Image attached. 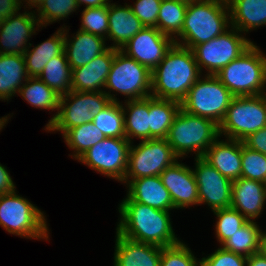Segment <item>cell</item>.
<instances>
[{"mask_svg": "<svg viewBox=\"0 0 266 266\" xmlns=\"http://www.w3.org/2000/svg\"><path fill=\"white\" fill-rule=\"evenodd\" d=\"M118 211L116 232L119 235L161 248L180 242L172 227L170 211L135 202L128 195L118 205Z\"/></svg>", "mask_w": 266, "mask_h": 266, "instance_id": "obj_1", "label": "cell"}, {"mask_svg": "<svg viewBox=\"0 0 266 266\" xmlns=\"http://www.w3.org/2000/svg\"><path fill=\"white\" fill-rule=\"evenodd\" d=\"M151 96L182 102L202 76L193 50L174 43L164 59L151 71Z\"/></svg>", "mask_w": 266, "mask_h": 266, "instance_id": "obj_2", "label": "cell"}, {"mask_svg": "<svg viewBox=\"0 0 266 266\" xmlns=\"http://www.w3.org/2000/svg\"><path fill=\"white\" fill-rule=\"evenodd\" d=\"M230 27L227 0H196L188 3L181 34L176 44L193 49L216 38Z\"/></svg>", "mask_w": 266, "mask_h": 266, "instance_id": "obj_3", "label": "cell"}, {"mask_svg": "<svg viewBox=\"0 0 266 266\" xmlns=\"http://www.w3.org/2000/svg\"><path fill=\"white\" fill-rule=\"evenodd\" d=\"M216 76L234 96L266 94V55L253 43Z\"/></svg>", "mask_w": 266, "mask_h": 266, "instance_id": "obj_4", "label": "cell"}, {"mask_svg": "<svg viewBox=\"0 0 266 266\" xmlns=\"http://www.w3.org/2000/svg\"><path fill=\"white\" fill-rule=\"evenodd\" d=\"M219 137V125L214 121L190 114L180 108L166 139L174 153L180 159H184L192 152L196 157H203Z\"/></svg>", "mask_w": 266, "mask_h": 266, "instance_id": "obj_5", "label": "cell"}, {"mask_svg": "<svg viewBox=\"0 0 266 266\" xmlns=\"http://www.w3.org/2000/svg\"><path fill=\"white\" fill-rule=\"evenodd\" d=\"M16 191L0 195V226L19 237L48 241L46 215Z\"/></svg>", "mask_w": 266, "mask_h": 266, "instance_id": "obj_6", "label": "cell"}, {"mask_svg": "<svg viewBox=\"0 0 266 266\" xmlns=\"http://www.w3.org/2000/svg\"><path fill=\"white\" fill-rule=\"evenodd\" d=\"M151 80L152 72L146 66L117 50L106 79L104 93L114 102H120L115 97L117 93L124 95L128 101L146 98L151 96ZM112 91L116 92V95L111 94Z\"/></svg>", "mask_w": 266, "mask_h": 266, "instance_id": "obj_7", "label": "cell"}, {"mask_svg": "<svg viewBox=\"0 0 266 266\" xmlns=\"http://www.w3.org/2000/svg\"><path fill=\"white\" fill-rule=\"evenodd\" d=\"M233 98L216 75L204 74L189 89L181 108L220 125Z\"/></svg>", "mask_w": 266, "mask_h": 266, "instance_id": "obj_8", "label": "cell"}, {"mask_svg": "<svg viewBox=\"0 0 266 266\" xmlns=\"http://www.w3.org/2000/svg\"><path fill=\"white\" fill-rule=\"evenodd\" d=\"M263 127H266V94L234 96L219 125V134L243 141Z\"/></svg>", "mask_w": 266, "mask_h": 266, "instance_id": "obj_9", "label": "cell"}, {"mask_svg": "<svg viewBox=\"0 0 266 266\" xmlns=\"http://www.w3.org/2000/svg\"><path fill=\"white\" fill-rule=\"evenodd\" d=\"M243 35L230 26L216 38L196 45L192 50L201 73L205 69L206 75H217L223 67L242 55L253 44Z\"/></svg>", "mask_w": 266, "mask_h": 266, "instance_id": "obj_10", "label": "cell"}, {"mask_svg": "<svg viewBox=\"0 0 266 266\" xmlns=\"http://www.w3.org/2000/svg\"><path fill=\"white\" fill-rule=\"evenodd\" d=\"M111 102L104 93L70 91L61 95L56 119L44 130L61 132L62 135L71 128L93 120Z\"/></svg>", "mask_w": 266, "mask_h": 266, "instance_id": "obj_11", "label": "cell"}, {"mask_svg": "<svg viewBox=\"0 0 266 266\" xmlns=\"http://www.w3.org/2000/svg\"><path fill=\"white\" fill-rule=\"evenodd\" d=\"M179 159L166 138L143 140L135 146L132 142L122 183L127 185L132 179L159 176Z\"/></svg>", "mask_w": 266, "mask_h": 266, "instance_id": "obj_12", "label": "cell"}, {"mask_svg": "<svg viewBox=\"0 0 266 266\" xmlns=\"http://www.w3.org/2000/svg\"><path fill=\"white\" fill-rule=\"evenodd\" d=\"M130 145L126 138H105L89 148L78 162L122 183L127 171Z\"/></svg>", "mask_w": 266, "mask_h": 266, "instance_id": "obj_13", "label": "cell"}, {"mask_svg": "<svg viewBox=\"0 0 266 266\" xmlns=\"http://www.w3.org/2000/svg\"><path fill=\"white\" fill-rule=\"evenodd\" d=\"M193 173L198 186L199 205L211 211L231 207L233 182L220 174L203 157H195Z\"/></svg>", "mask_w": 266, "mask_h": 266, "instance_id": "obj_14", "label": "cell"}, {"mask_svg": "<svg viewBox=\"0 0 266 266\" xmlns=\"http://www.w3.org/2000/svg\"><path fill=\"white\" fill-rule=\"evenodd\" d=\"M174 43L156 27H144L120 50L152 71Z\"/></svg>", "mask_w": 266, "mask_h": 266, "instance_id": "obj_15", "label": "cell"}, {"mask_svg": "<svg viewBox=\"0 0 266 266\" xmlns=\"http://www.w3.org/2000/svg\"><path fill=\"white\" fill-rule=\"evenodd\" d=\"M40 27L34 10L31 12L25 10L23 13L18 11L4 20L0 24V54L23 55L31 45L28 40L36 35V31H41Z\"/></svg>", "mask_w": 266, "mask_h": 266, "instance_id": "obj_16", "label": "cell"}, {"mask_svg": "<svg viewBox=\"0 0 266 266\" xmlns=\"http://www.w3.org/2000/svg\"><path fill=\"white\" fill-rule=\"evenodd\" d=\"M175 209L199 205L198 186L191 167L178 160L159 175Z\"/></svg>", "mask_w": 266, "mask_h": 266, "instance_id": "obj_17", "label": "cell"}, {"mask_svg": "<svg viewBox=\"0 0 266 266\" xmlns=\"http://www.w3.org/2000/svg\"><path fill=\"white\" fill-rule=\"evenodd\" d=\"M117 50L109 47L104 53L96 56L85 66L72 69V91H104L106 79Z\"/></svg>", "mask_w": 266, "mask_h": 266, "instance_id": "obj_18", "label": "cell"}, {"mask_svg": "<svg viewBox=\"0 0 266 266\" xmlns=\"http://www.w3.org/2000/svg\"><path fill=\"white\" fill-rule=\"evenodd\" d=\"M266 204V187L263 182L240 177L233 181L231 207L247 220L260 217Z\"/></svg>", "mask_w": 266, "mask_h": 266, "instance_id": "obj_19", "label": "cell"}, {"mask_svg": "<svg viewBox=\"0 0 266 266\" xmlns=\"http://www.w3.org/2000/svg\"><path fill=\"white\" fill-rule=\"evenodd\" d=\"M203 158L220 174L232 182L241 177L242 141L218 138Z\"/></svg>", "mask_w": 266, "mask_h": 266, "instance_id": "obj_20", "label": "cell"}, {"mask_svg": "<svg viewBox=\"0 0 266 266\" xmlns=\"http://www.w3.org/2000/svg\"><path fill=\"white\" fill-rule=\"evenodd\" d=\"M64 25V51L71 69L85 66L96 56L104 53L106 46L105 38L84 32L78 29L76 34L70 38L69 28Z\"/></svg>", "mask_w": 266, "mask_h": 266, "instance_id": "obj_21", "label": "cell"}, {"mask_svg": "<svg viewBox=\"0 0 266 266\" xmlns=\"http://www.w3.org/2000/svg\"><path fill=\"white\" fill-rule=\"evenodd\" d=\"M117 4L111 1L108 4L109 27L106 40L113 41L109 47L120 50L145 26L133 13L130 4Z\"/></svg>", "mask_w": 266, "mask_h": 266, "instance_id": "obj_22", "label": "cell"}, {"mask_svg": "<svg viewBox=\"0 0 266 266\" xmlns=\"http://www.w3.org/2000/svg\"><path fill=\"white\" fill-rule=\"evenodd\" d=\"M114 266H160L161 247L134 241L116 232Z\"/></svg>", "mask_w": 266, "mask_h": 266, "instance_id": "obj_23", "label": "cell"}, {"mask_svg": "<svg viewBox=\"0 0 266 266\" xmlns=\"http://www.w3.org/2000/svg\"><path fill=\"white\" fill-rule=\"evenodd\" d=\"M127 195L135 202L145 204L158 210L175 209L169 191L159 176L132 179L126 186Z\"/></svg>", "mask_w": 266, "mask_h": 266, "instance_id": "obj_24", "label": "cell"}, {"mask_svg": "<svg viewBox=\"0 0 266 266\" xmlns=\"http://www.w3.org/2000/svg\"><path fill=\"white\" fill-rule=\"evenodd\" d=\"M230 26L241 33L266 26V0H227Z\"/></svg>", "mask_w": 266, "mask_h": 266, "instance_id": "obj_25", "label": "cell"}, {"mask_svg": "<svg viewBox=\"0 0 266 266\" xmlns=\"http://www.w3.org/2000/svg\"><path fill=\"white\" fill-rule=\"evenodd\" d=\"M24 52L26 70L29 77H38L46 64L64 52V27L61 26L49 39Z\"/></svg>", "mask_w": 266, "mask_h": 266, "instance_id": "obj_26", "label": "cell"}, {"mask_svg": "<svg viewBox=\"0 0 266 266\" xmlns=\"http://www.w3.org/2000/svg\"><path fill=\"white\" fill-rule=\"evenodd\" d=\"M28 78L24 55L0 54V100L17 95Z\"/></svg>", "mask_w": 266, "mask_h": 266, "instance_id": "obj_27", "label": "cell"}, {"mask_svg": "<svg viewBox=\"0 0 266 266\" xmlns=\"http://www.w3.org/2000/svg\"><path fill=\"white\" fill-rule=\"evenodd\" d=\"M124 112L126 139L132 143L133 138L140 141L150 139L149 97L125 100L122 104Z\"/></svg>", "mask_w": 266, "mask_h": 266, "instance_id": "obj_28", "label": "cell"}, {"mask_svg": "<svg viewBox=\"0 0 266 266\" xmlns=\"http://www.w3.org/2000/svg\"><path fill=\"white\" fill-rule=\"evenodd\" d=\"M17 94L22 96L23 100H26L32 107L51 110V112L57 111L48 120L45 129L56 119L59 111L60 95L48 87L40 78L29 77Z\"/></svg>", "mask_w": 266, "mask_h": 266, "instance_id": "obj_29", "label": "cell"}, {"mask_svg": "<svg viewBox=\"0 0 266 266\" xmlns=\"http://www.w3.org/2000/svg\"><path fill=\"white\" fill-rule=\"evenodd\" d=\"M180 108L181 103L178 101L149 96L150 139L167 138Z\"/></svg>", "mask_w": 266, "mask_h": 266, "instance_id": "obj_30", "label": "cell"}, {"mask_svg": "<svg viewBox=\"0 0 266 266\" xmlns=\"http://www.w3.org/2000/svg\"><path fill=\"white\" fill-rule=\"evenodd\" d=\"M38 78L60 96L69 93L72 90V69L65 51L52 58Z\"/></svg>", "mask_w": 266, "mask_h": 266, "instance_id": "obj_31", "label": "cell"}, {"mask_svg": "<svg viewBox=\"0 0 266 266\" xmlns=\"http://www.w3.org/2000/svg\"><path fill=\"white\" fill-rule=\"evenodd\" d=\"M188 3L179 0H162L157 18V29L175 40L184 23Z\"/></svg>", "mask_w": 266, "mask_h": 266, "instance_id": "obj_32", "label": "cell"}, {"mask_svg": "<svg viewBox=\"0 0 266 266\" xmlns=\"http://www.w3.org/2000/svg\"><path fill=\"white\" fill-rule=\"evenodd\" d=\"M261 229L257 222L247 221L221 247L245 257L260 252Z\"/></svg>", "mask_w": 266, "mask_h": 266, "instance_id": "obj_33", "label": "cell"}, {"mask_svg": "<svg viewBox=\"0 0 266 266\" xmlns=\"http://www.w3.org/2000/svg\"><path fill=\"white\" fill-rule=\"evenodd\" d=\"M62 136L68 148L74 151L69 156L75 160H78L89 148L106 138L92 121L68 129Z\"/></svg>", "mask_w": 266, "mask_h": 266, "instance_id": "obj_34", "label": "cell"}, {"mask_svg": "<svg viewBox=\"0 0 266 266\" xmlns=\"http://www.w3.org/2000/svg\"><path fill=\"white\" fill-rule=\"evenodd\" d=\"M123 102L111 101L92 122L106 138H126Z\"/></svg>", "mask_w": 266, "mask_h": 266, "instance_id": "obj_35", "label": "cell"}, {"mask_svg": "<svg viewBox=\"0 0 266 266\" xmlns=\"http://www.w3.org/2000/svg\"><path fill=\"white\" fill-rule=\"evenodd\" d=\"M78 9L76 0H44L41 6L35 9L37 12L34 11V13L43 28L49 24L65 20Z\"/></svg>", "mask_w": 266, "mask_h": 266, "instance_id": "obj_36", "label": "cell"}, {"mask_svg": "<svg viewBox=\"0 0 266 266\" xmlns=\"http://www.w3.org/2000/svg\"><path fill=\"white\" fill-rule=\"evenodd\" d=\"M216 215L215 235L220 246L233 236L248 220L237 210L230 208L213 211Z\"/></svg>", "mask_w": 266, "mask_h": 266, "instance_id": "obj_37", "label": "cell"}, {"mask_svg": "<svg viewBox=\"0 0 266 266\" xmlns=\"http://www.w3.org/2000/svg\"><path fill=\"white\" fill-rule=\"evenodd\" d=\"M79 30L107 39L109 19L108 5L84 8Z\"/></svg>", "mask_w": 266, "mask_h": 266, "instance_id": "obj_38", "label": "cell"}, {"mask_svg": "<svg viewBox=\"0 0 266 266\" xmlns=\"http://www.w3.org/2000/svg\"><path fill=\"white\" fill-rule=\"evenodd\" d=\"M242 168L241 177L265 181L266 177V155L258 151L249 149L242 141Z\"/></svg>", "mask_w": 266, "mask_h": 266, "instance_id": "obj_39", "label": "cell"}, {"mask_svg": "<svg viewBox=\"0 0 266 266\" xmlns=\"http://www.w3.org/2000/svg\"><path fill=\"white\" fill-rule=\"evenodd\" d=\"M160 266H201L189 246L182 241L176 245L162 247Z\"/></svg>", "mask_w": 266, "mask_h": 266, "instance_id": "obj_40", "label": "cell"}, {"mask_svg": "<svg viewBox=\"0 0 266 266\" xmlns=\"http://www.w3.org/2000/svg\"><path fill=\"white\" fill-rule=\"evenodd\" d=\"M161 2L162 0H136L130 6L145 27H157Z\"/></svg>", "mask_w": 266, "mask_h": 266, "instance_id": "obj_41", "label": "cell"}, {"mask_svg": "<svg viewBox=\"0 0 266 266\" xmlns=\"http://www.w3.org/2000/svg\"><path fill=\"white\" fill-rule=\"evenodd\" d=\"M247 257L225 250L223 247L200 259L201 266H246Z\"/></svg>", "mask_w": 266, "mask_h": 266, "instance_id": "obj_42", "label": "cell"}, {"mask_svg": "<svg viewBox=\"0 0 266 266\" xmlns=\"http://www.w3.org/2000/svg\"><path fill=\"white\" fill-rule=\"evenodd\" d=\"M243 144L249 149L266 155V127L250 134L243 140Z\"/></svg>", "mask_w": 266, "mask_h": 266, "instance_id": "obj_43", "label": "cell"}, {"mask_svg": "<svg viewBox=\"0 0 266 266\" xmlns=\"http://www.w3.org/2000/svg\"><path fill=\"white\" fill-rule=\"evenodd\" d=\"M21 10L19 0H0V24Z\"/></svg>", "mask_w": 266, "mask_h": 266, "instance_id": "obj_44", "label": "cell"}, {"mask_svg": "<svg viewBox=\"0 0 266 266\" xmlns=\"http://www.w3.org/2000/svg\"><path fill=\"white\" fill-rule=\"evenodd\" d=\"M13 179L10 176L6 166L0 163V195L8 194L16 190Z\"/></svg>", "mask_w": 266, "mask_h": 266, "instance_id": "obj_45", "label": "cell"}, {"mask_svg": "<svg viewBox=\"0 0 266 266\" xmlns=\"http://www.w3.org/2000/svg\"><path fill=\"white\" fill-rule=\"evenodd\" d=\"M246 266H266V256L261 252L247 257Z\"/></svg>", "mask_w": 266, "mask_h": 266, "instance_id": "obj_46", "label": "cell"}, {"mask_svg": "<svg viewBox=\"0 0 266 266\" xmlns=\"http://www.w3.org/2000/svg\"><path fill=\"white\" fill-rule=\"evenodd\" d=\"M78 7L84 6L85 8H94L108 5L111 0H76Z\"/></svg>", "mask_w": 266, "mask_h": 266, "instance_id": "obj_47", "label": "cell"}, {"mask_svg": "<svg viewBox=\"0 0 266 266\" xmlns=\"http://www.w3.org/2000/svg\"><path fill=\"white\" fill-rule=\"evenodd\" d=\"M19 2H20V5L22 4L21 7L23 6V4H26V5L23 6L24 9H26V8H29V9L30 8L31 9L32 8H37L38 9L41 6V4L44 2V0H19Z\"/></svg>", "mask_w": 266, "mask_h": 266, "instance_id": "obj_48", "label": "cell"}, {"mask_svg": "<svg viewBox=\"0 0 266 266\" xmlns=\"http://www.w3.org/2000/svg\"><path fill=\"white\" fill-rule=\"evenodd\" d=\"M260 252L266 256V230H261Z\"/></svg>", "mask_w": 266, "mask_h": 266, "instance_id": "obj_49", "label": "cell"}, {"mask_svg": "<svg viewBox=\"0 0 266 266\" xmlns=\"http://www.w3.org/2000/svg\"><path fill=\"white\" fill-rule=\"evenodd\" d=\"M10 119V115H6L2 118H0V131H2V128H4V126H6L7 122L9 121Z\"/></svg>", "mask_w": 266, "mask_h": 266, "instance_id": "obj_50", "label": "cell"}, {"mask_svg": "<svg viewBox=\"0 0 266 266\" xmlns=\"http://www.w3.org/2000/svg\"><path fill=\"white\" fill-rule=\"evenodd\" d=\"M179 1H183V2H185V3H190V2H192V1H196V0H179Z\"/></svg>", "mask_w": 266, "mask_h": 266, "instance_id": "obj_51", "label": "cell"}, {"mask_svg": "<svg viewBox=\"0 0 266 266\" xmlns=\"http://www.w3.org/2000/svg\"><path fill=\"white\" fill-rule=\"evenodd\" d=\"M263 183H264V186L266 187V177H265V181Z\"/></svg>", "mask_w": 266, "mask_h": 266, "instance_id": "obj_52", "label": "cell"}]
</instances>
